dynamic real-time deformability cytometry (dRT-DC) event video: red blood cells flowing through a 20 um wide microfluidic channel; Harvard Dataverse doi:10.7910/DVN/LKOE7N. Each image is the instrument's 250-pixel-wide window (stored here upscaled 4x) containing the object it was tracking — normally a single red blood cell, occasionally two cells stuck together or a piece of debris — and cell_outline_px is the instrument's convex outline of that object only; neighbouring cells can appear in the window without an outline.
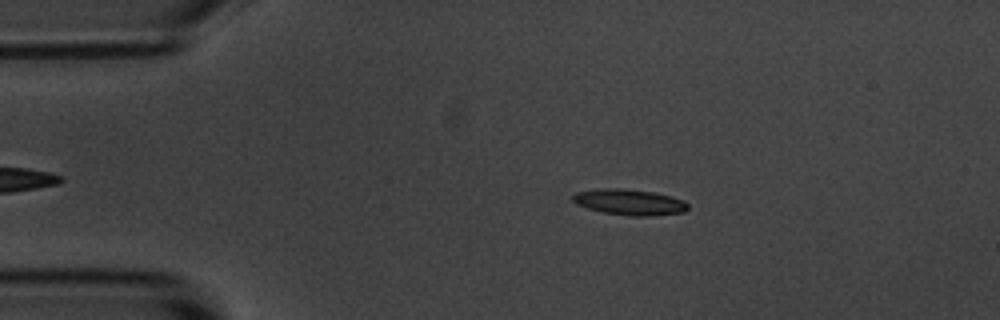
{"species": "common noctule bat (a hibernating species)", "species_latin": "Nyctalus noctula", "temperature_condition": "room temperature", "stored_images_in_passage": 48, "camera_frame_rate_fps": 3000, "um_per_image_px": 0.085, "animal": {"sex": "male", "body_mass_g": 20.1, "forearm_length_mm": 53.5}, "frame": {"image": 1, "passage_image": 10, "time_ms": 3.0, "image_size_px": [1000, 320], "cell_outline_px": [[688, 208], [684, 212], [648, 216], [632, 216], [604, 212], [588, 208], [576, 204], [572, 200], [572, 196], [576, 192], [604, 188], [620, 188], [652, 192], [672, 196], [684, 200], [688, 204]], "centroid_in_image_um": [53.52, 17.18], "position_along_channel_um": 31.5, "area_um2": 17.22}}
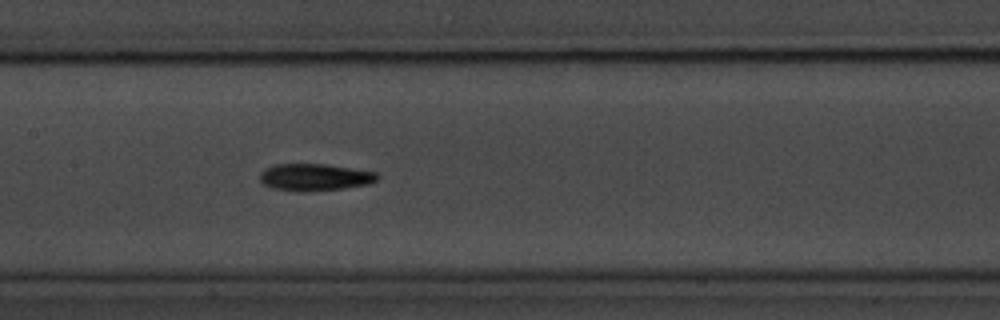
{"frame": {"image": 2, "passage_image": 26, "time_ms": 8.333, "image_size_px": [1000, 320], "cell_outline_px": [[380, 176], [376, 180], [368, 184], [344, 188], [304, 192], [296, 192], [272, 188], [264, 184], [260, 180], [260, 172], [264, 168], [276, 164], [324, 164], [376, 172]], "centroid_in_image_um": [26.72, 15.07], "position_along_channel_um": 180.7, "area_um2": 18.55}}
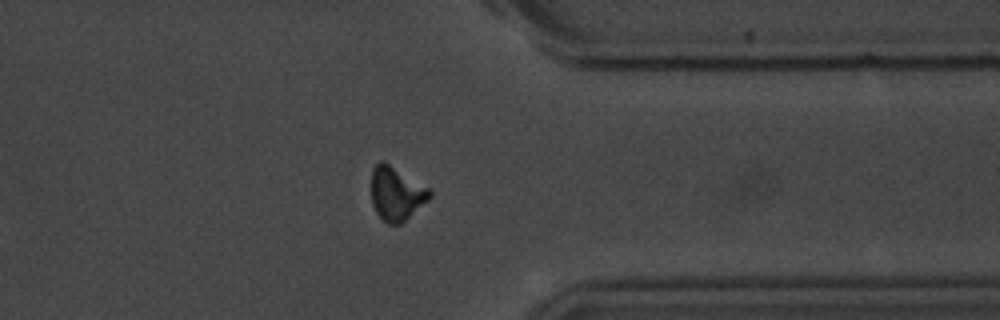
{"frame": {"image": 3, "passage_image": 43, "time_ms": 14.0, "image_size_px": [1000, 320], "cell_outline_px": [[432, 196], [428, 200], [400, 224], [388, 224], [376, 212], [372, 204], [372, 168], [380, 160], [384, 160], [428, 188], [432, 192]], "centroid_in_image_um": [33.67, 16.43], "position_along_channel_um": 377.7, "area_um2": 18.03}, "authors_computed_cell_mechanics": {"area_um2": 17.4267, "velocity_mm_per_s": 3.6089, "shape_relaxation_time_tau1_ms": 2.8945, "shape_relaxation_time_tau2_ms": 5.8382, "deformation_change_tau1": 0.1593, "deformation_change_tau2": 0.1589}}